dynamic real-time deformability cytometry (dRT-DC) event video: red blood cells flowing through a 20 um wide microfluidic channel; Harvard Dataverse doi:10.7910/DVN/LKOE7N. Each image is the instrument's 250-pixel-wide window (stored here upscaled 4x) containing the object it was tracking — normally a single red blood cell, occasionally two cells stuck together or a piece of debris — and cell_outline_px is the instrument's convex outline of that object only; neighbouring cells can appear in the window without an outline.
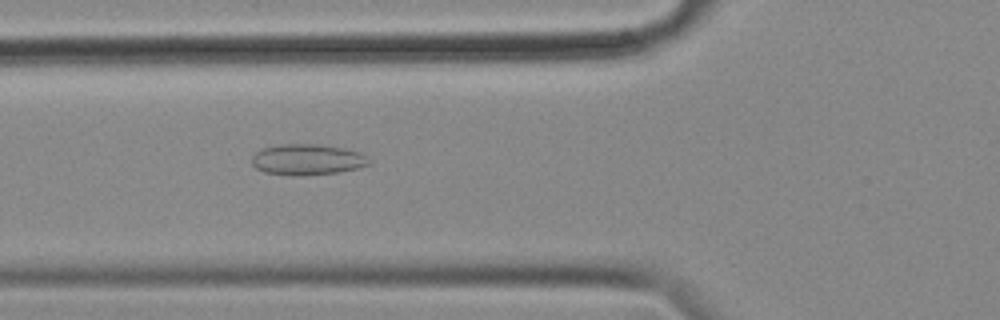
{"species": "common noctule bat (a hibernating species)", "species_latin": "Nyctalus noctula", "temperature_condition": "cold", "stored_images_in_passage": 53, "camera_frame_rate_fps": 3000, "um_per_image_px": 0.085, "animal": {"sex": "female", "body_mass_g": 18.4}, "frame": {"image": 1, "passage_image": 17, "time_ms": 5.333, "image_size_px": [1000, 320], "cell_outline_px": [[372, 160], [368, 164], [356, 168], [340, 172], [304, 176], [292, 176], [264, 172], [256, 168], [252, 164], [252, 156], [260, 148], [276, 144], [320, 144], [344, 148], [360, 152], [368, 156]], "centroid_in_image_um": [26.11, 13.56], "position_along_channel_um": 99.7, "area_um2": 21.5}}
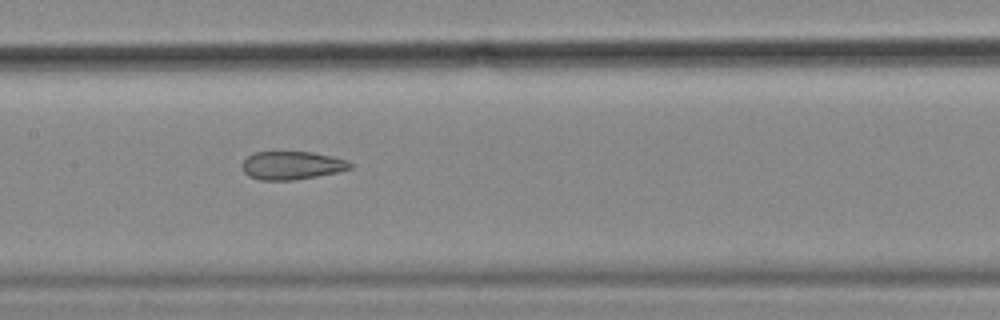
{"frame": {"image": 2, "passage_image": 24, "time_ms": 7.667, "image_size_px": [1000, 320], "cell_outline_px": [[352, 168], [336, 172], [316, 176], [292, 180], [260, 180], [248, 176], [240, 168], [244, 160], [248, 156], [256, 152], [312, 152], [332, 156], [348, 160], [352, 164]], "centroid_in_image_um": [24.79, 14.06], "position_along_channel_um": 182.6, "area_um2": 17.74}}
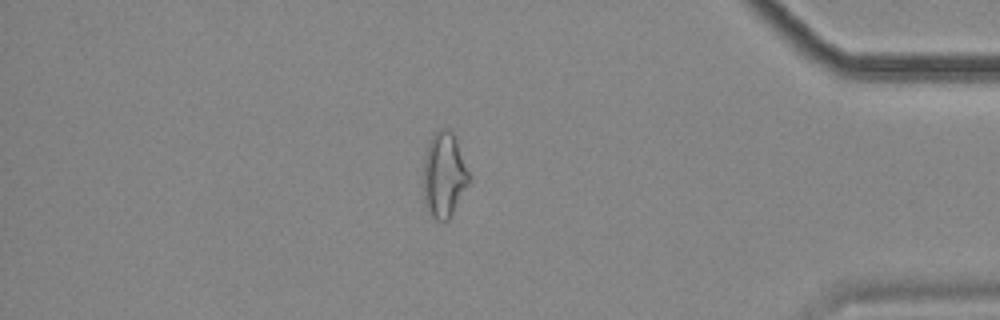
{"frame": {"image": 3, "passage_image": 45, "time_ms": 14.667, "image_size_px": [1000, 320], "cell_outline_px": [[472, 180], [448, 220], [436, 220], [428, 212], [424, 204], [424, 156], [428, 144], [432, 136], [440, 128], [448, 128], [452, 132], [456, 140]], "centroid_in_image_um": [37.75, 14.88], "position_along_channel_um": 397.4, "area_um2": 22.66}, "authors_computed_cell_mechanics": {"area_um2": 21.6172, "velocity_mm_per_s": 3.5444, "shape_relaxation_time_tau1_ms": null, "shape_relaxation_time_tau2_ms": 2.2967, "deformation_change_tau1": null, "deformation_change_tau2": 0.1034}}